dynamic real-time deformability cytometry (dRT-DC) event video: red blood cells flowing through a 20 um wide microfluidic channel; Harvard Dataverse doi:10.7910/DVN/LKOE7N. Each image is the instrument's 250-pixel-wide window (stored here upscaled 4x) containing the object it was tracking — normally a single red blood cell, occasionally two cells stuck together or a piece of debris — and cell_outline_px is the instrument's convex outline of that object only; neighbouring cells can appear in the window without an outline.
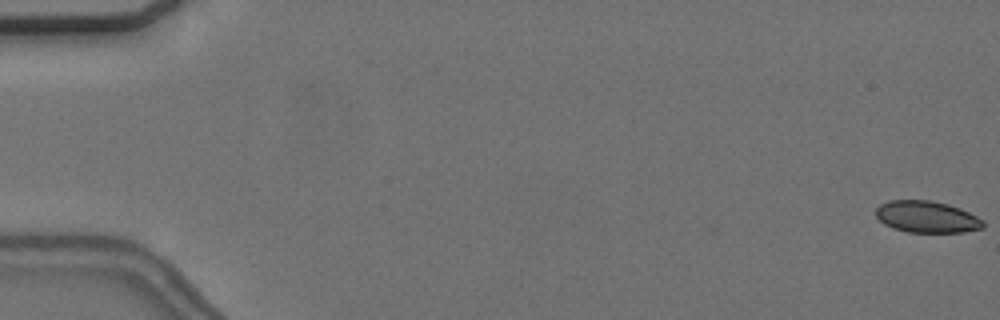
{"species": "common noctule bat (a hibernating species)", "species_latin": "Nyctalus noctula", "temperature_condition": "cold", "stored_images_in_passage": 57, "camera_frame_rate_fps": 3000, "um_per_image_px": 0.085, "animal": {"sex": "female", "body_mass_g": 24.6, "forearm_length_mm": 56.2}, "frame": {"image": 1, "passage_image": 1, "time_ms": 0.0, "image_size_px": [1000, 320], "cell_outline_px": [[984, 228], [964, 232], [908, 232], [892, 228], [884, 224], [876, 216], [876, 208], [880, 204], [888, 200], [928, 200], [948, 204], [960, 208], [984, 220]], "centroid_in_image_um": [78.78, 18.43], "position_along_channel_um": 6.2, "area_um2": 19.88}}
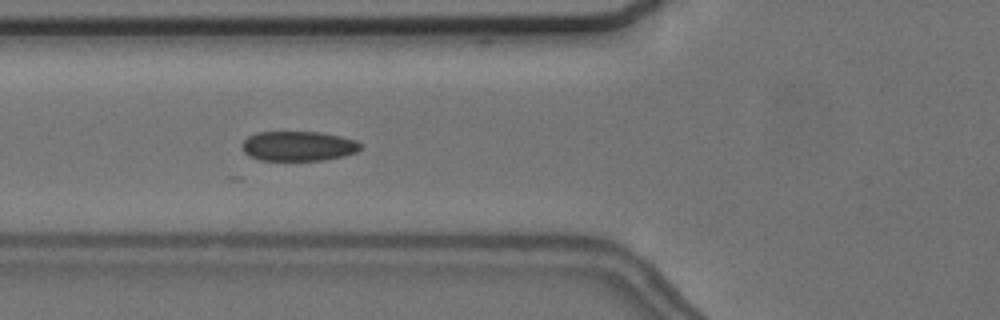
{"frame": {"image": 2, "passage_image": 22, "time_ms": 7.0, "image_size_px": [1000, 320], "cell_outline_px": [[364, 144], [356, 152], [344, 156], [324, 160], [260, 160], [248, 156], [244, 152], [240, 144], [248, 136], [256, 132], [320, 132], [340, 136], [356, 140]], "centroid_in_image_um": [25.35, 12.41], "position_along_channel_um": 100.5, "area_um2": 20.75}}
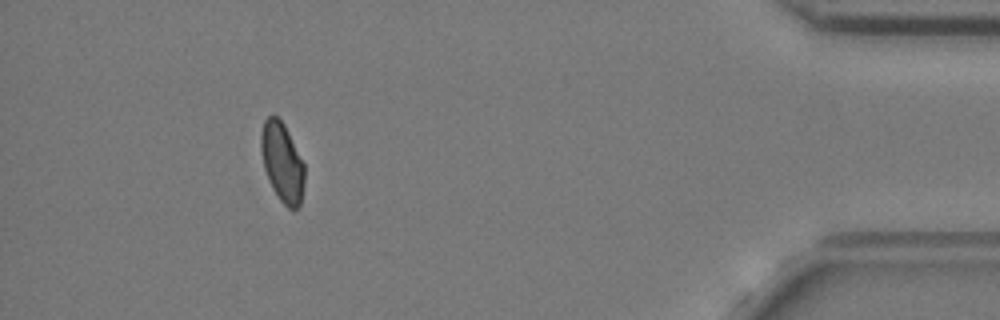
{"frame": {"image": 3, "passage_image": 52, "time_ms": 17.0, "image_size_px": [1000, 320], "cell_outline_px": [[304, 184], [300, 208], [292, 212], [280, 200], [272, 188], [264, 168], [260, 152], [260, 136], [264, 120], [272, 112], [284, 124], [304, 164]], "centroid_in_image_um": [23.98, 13.82], "position_along_channel_um": 411.2, "area_um2": 20.35}, "authors_computed_cell_mechanics": {"area_um2": 20.5768, "velocity_mm_per_s": 3.6895, "shape_relaxation_time_tau1_ms": 6.7683, "shape_relaxation_time_tau2_ms": 4.1094, "deformation_change_tau1": 0.1103, "deformation_change_tau2": 0.0816}}